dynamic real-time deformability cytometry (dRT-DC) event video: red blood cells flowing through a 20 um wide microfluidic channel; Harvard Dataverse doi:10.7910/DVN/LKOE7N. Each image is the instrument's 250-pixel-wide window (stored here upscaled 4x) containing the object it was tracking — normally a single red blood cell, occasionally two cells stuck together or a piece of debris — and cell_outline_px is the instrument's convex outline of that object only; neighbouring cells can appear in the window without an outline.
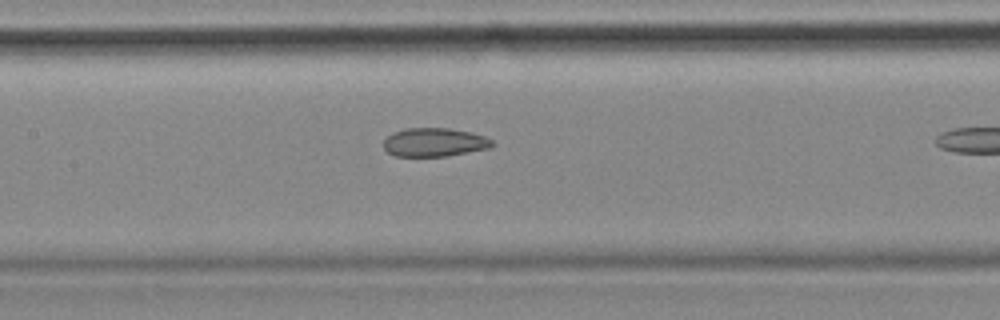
{"species": "common noctule bat (a hibernating species)", "species_latin": "Nyctalus noctula", "temperature_condition": "cold", "stored_images_in_passage": 11, "camera_frame_rate_fps": 3000, "um_per_image_px": 0.085, "animal": {"sex": "female", "body_mass_g": 18.4}, "frame": {"image": 1, "passage_image": 10, "time_ms": 3.0, "image_size_px": [1000, 320], "cell_outline_px": [[496, 144], [488, 148], [444, 156], [396, 156], [388, 152], [384, 148], [384, 140], [392, 132], [404, 128], [448, 128], [472, 132], [484, 136], [492, 140]], "centroid_in_image_um": [36.91, 12.08], "position_along_channel_um": 170.5, "area_um2": 18.03}}